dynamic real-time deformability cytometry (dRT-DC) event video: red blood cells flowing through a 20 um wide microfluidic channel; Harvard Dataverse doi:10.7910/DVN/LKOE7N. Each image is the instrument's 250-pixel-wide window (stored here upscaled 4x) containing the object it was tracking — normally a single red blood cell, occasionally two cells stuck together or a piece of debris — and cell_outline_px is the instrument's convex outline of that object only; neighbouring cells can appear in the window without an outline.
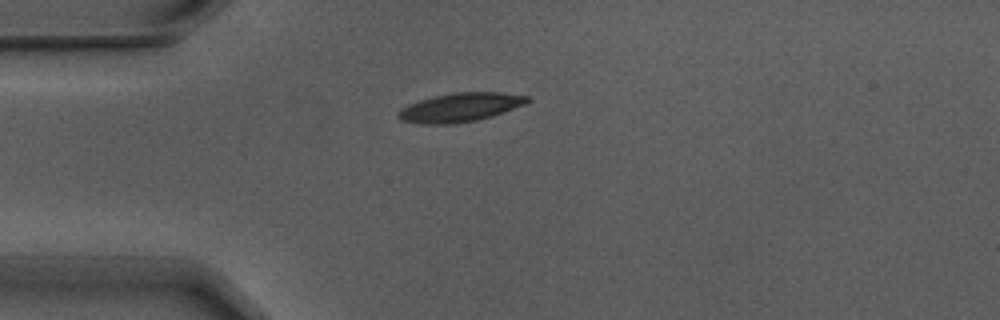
{"species": "Egyptian fruit bat (a non-hibernating species)", "species_latin": "Rousettus aegyptiacus", "temperature_condition": "warm", "stored_images_in_passage": 2, "camera_frame_rate_fps": 3000, "um_per_image_px": 0.085, "animal": {"sex": "male"}, "frame": {"image": 1, "passage_image": 1, "time_ms": 0.0, "image_size_px": [1000, 320], "cell_outline_px": [[528, 100], [524, 104], [504, 112], [492, 116], [476, 120], [452, 124], [420, 124], [400, 120], [396, 116], [408, 104], [420, 100], [452, 92], [500, 92], [528, 96]], "centroid_in_image_um": [39.1, 9.13], "position_along_channel_um": 45.9, "area_um2": 21.44}}